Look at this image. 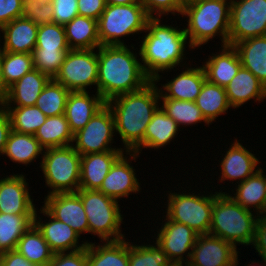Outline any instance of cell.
Instances as JSON below:
<instances>
[{"label": "cell", "instance_id": "cell-26", "mask_svg": "<svg viewBox=\"0 0 266 266\" xmlns=\"http://www.w3.org/2000/svg\"><path fill=\"white\" fill-rule=\"evenodd\" d=\"M228 101L232 108H239L254 99L260 102L266 99V88L248 69L240 67L231 82L225 87Z\"/></svg>", "mask_w": 266, "mask_h": 266}, {"label": "cell", "instance_id": "cell-24", "mask_svg": "<svg viewBox=\"0 0 266 266\" xmlns=\"http://www.w3.org/2000/svg\"><path fill=\"white\" fill-rule=\"evenodd\" d=\"M221 47V51L208 56V60L202 66L209 82L225 88L242 65L237 50L233 46Z\"/></svg>", "mask_w": 266, "mask_h": 266}, {"label": "cell", "instance_id": "cell-40", "mask_svg": "<svg viewBox=\"0 0 266 266\" xmlns=\"http://www.w3.org/2000/svg\"><path fill=\"white\" fill-rule=\"evenodd\" d=\"M1 68L5 86L9 88L34 69L33 54L1 51Z\"/></svg>", "mask_w": 266, "mask_h": 266}, {"label": "cell", "instance_id": "cell-23", "mask_svg": "<svg viewBox=\"0 0 266 266\" xmlns=\"http://www.w3.org/2000/svg\"><path fill=\"white\" fill-rule=\"evenodd\" d=\"M50 79L47 74L34 68L8 88L6 97L0 104L2 106L35 105L40 93Z\"/></svg>", "mask_w": 266, "mask_h": 266}, {"label": "cell", "instance_id": "cell-45", "mask_svg": "<svg viewBox=\"0 0 266 266\" xmlns=\"http://www.w3.org/2000/svg\"><path fill=\"white\" fill-rule=\"evenodd\" d=\"M139 2L151 18H161L170 13L173 16L178 13L179 16L185 5L184 0H139Z\"/></svg>", "mask_w": 266, "mask_h": 266}, {"label": "cell", "instance_id": "cell-54", "mask_svg": "<svg viewBox=\"0 0 266 266\" xmlns=\"http://www.w3.org/2000/svg\"><path fill=\"white\" fill-rule=\"evenodd\" d=\"M106 5H130L140 3L139 0H105Z\"/></svg>", "mask_w": 266, "mask_h": 266}, {"label": "cell", "instance_id": "cell-11", "mask_svg": "<svg viewBox=\"0 0 266 266\" xmlns=\"http://www.w3.org/2000/svg\"><path fill=\"white\" fill-rule=\"evenodd\" d=\"M266 35V0H231L228 45Z\"/></svg>", "mask_w": 266, "mask_h": 266}, {"label": "cell", "instance_id": "cell-15", "mask_svg": "<svg viewBox=\"0 0 266 266\" xmlns=\"http://www.w3.org/2000/svg\"><path fill=\"white\" fill-rule=\"evenodd\" d=\"M125 154L113 164L99 189L103 194L118 202L120 198L128 197L131 193H139L141 190L136 171L131 165V161H135L140 154L135 152Z\"/></svg>", "mask_w": 266, "mask_h": 266}, {"label": "cell", "instance_id": "cell-3", "mask_svg": "<svg viewBox=\"0 0 266 266\" xmlns=\"http://www.w3.org/2000/svg\"><path fill=\"white\" fill-rule=\"evenodd\" d=\"M161 18H150L147 22V28L144 31L146 35L141 37L138 55L140 56L142 66L146 74L156 83L160 82L163 73L171 71L177 65L183 64L184 51L190 43L184 32V28H177L161 23Z\"/></svg>", "mask_w": 266, "mask_h": 266}, {"label": "cell", "instance_id": "cell-20", "mask_svg": "<svg viewBox=\"0 0 266 266\" xmlns=\"http://www.w3.org/2000/svg\"><path fill=\"white\" fill-rule=\"evenodd\" d=\"M125 153L111 150L81 155L79 189L99 190L113 164Z\"/></svg>", "mask_w": 266, "mask_h": 266}, {"label": "cell", "instance_id": "cell-39", "mask_svg": "<svg viewBox=\"0 0 266 266\" xmlns=\"http://www.w3.org/2000/svg\"><path fill=\"white\" fill-rule=\"evenodd\" d=\"M69 94L70 91L67 88L51 78L40 93L35 105L47 117L65 114Z\"/></svg>", "mask_w": 266, "mask_h": 266}, {"label": "cell", "instance_id": "cell-55", "mask_svg": "<svg viewBox=\"0 0 266 266\" xmlns=\"http://www.w3.org/2000/svg\"><path fill=\"white\" fill-rule=\"evenodd\" d=\"M255 260H253L252 261V263L250 264V262L248 263V265L247 266H252V264H253V266H254V264L256 263V261L254 262ZM260 264V265H259ZM259 264H258V266H262L263 264L266 266V261H263V264H261L260 262H259ZM263 265V266H264Z\"/></svg>", "mask_w": 266, "mask_h": 266}, {"label": "cell", "instance_id": "cell-50", "mask_svg": "<svg viewBox=\"0 0 266 266\" xmlns=\"http://www.w3.org/2000/svg\"><path fill=\"white\" fill-rule=\"evenodd\" d=\"M253 246L262 261H266V215L259 216L257 220L255 237L251 247Z\"/></svg>", "mask_w": 266, "mask_h": 266}, {"label": "cell", "instance_id": "cell-34", "mask_svg": "<svg viewBox=\"0 0 266 266\" xmlns=\"http://www.w3.org/2000/svg\"><path fill=\"white\" fill-rule=\"evenodd\" d=\"M34 137L44 149L65 147L73 144V133L65 114L50 116L35 132Z\"/></svg>", "mask_w": 266, "mask_h": 266}, {"label": "cell", "instance_id": "cell-4", "mask_svg": "<svg viewBox=\"0 0 266 266\" xmlns=\"http://www.w3.org/2000/svg\"><path fill=\"white\" fill-rule=\"evenodd\" d=\"M231 0H189L185 2L181 17L187 18L184 32L193 49L219 37L228 45ZM219 35V36H218Z\"/></svg>", "mask_w": 266, "mask_h": 266}, {"label": "cell", "instance_id": "cell-33", "mask_svg": "<svg viewBox=\"0 0 266 266\" xmlns=\"http://www.w3.org/2000/svg\"><path fill=\"white\" fill-rule=\"evenodd\" d=\"M43 153L44 148L34 135L22 134L12 130L2 155H6L13 163L27 166V164L36 161L40 154L42 158Z\"/></svg>", "mask_w": 266, "mask_h": 266}, {"label": "cell", "instance_id": "cell-5", "mask_svg": "<svg viewBox=\"0 0 266 266\" xmlns=\"http://www.w3.org/2000/svg\"><path fill=\"white\" fill-rule=\"evenodd\" d=\"M258 218L259 215L243 208L229 193L215 191L209 234L232 243L236 248L238 244L252 245Z\"/></svg>", "mask_w": 266, "mask_h": 266}, {"label": "cell", "instance_id": "cell-47", "mask_svg": "<svg viewBox=\"0 0 266 266\" xmlns=\"http://www.w3.org/2000/svg\"><path fill=\"white\" fill-rule=\"evenodd\" d=\"M47 266H88L87 245L77 251L54 254Z\"/></svg>", "mask_w": 266, "mask_h": 266}, {"label": "cell", "instance_id": "cell-21", "mask_svg": "<svg viewBox=\"0 0 266 266\" xmlns=\"http://www.w3.org/2000/svg\"><path fill=\"white\" fill-rule=\"evenodd\" d=\"M184 65H186L185 70L166 84H161L163 90L159 88V92L168 99L195 102L206 80V74L203 66L193 68L183 64L181 67Z\"/></svg>", "mask_w": 266, "mask_h": 266}, {"label": "cell", "instance_id": "cell-12", "mask_svg": "<svg viewBox=\"0 0 266 266\" xmlns=\"http://www.w3.org/2000/svg\"><path fill=\"white\" fill-rule=\"evenodd\" d=\"M115 133L114 116L107 104L99 109L90 121L73 134L72 146L80 155L90 153H101L111 150H124V148H113ZM75 142V145H74Z\"/></svg>", "mask_w": 266, "mask_h": 266}, {"label": "cell", "instance_id": "cell-44", "mask_svg": "<svg viewBox=\"0 0 266 266\" xmlns=\"http://www.w3.org/2000/svg\"><path fill=\"white\" fill-rule=\"evenodd\" d=\"M22 1V18L31 20L37 26L53 23L52 0Z\"/></svg>", "mask_w": 266, "mask_h": 266}, {"label": "cell", "instance_id": "cell-43", "mask_svg": "<svg viewBox=\"0 0 266 266\" xmlns=\"http://www.w3.org/2000/svg\"><path fill=\"white\" fill-rule=\"evenodd\" d=\"M68 51L69 50L34 49L32 53L34 68L41 73L47 74L50 78H54L59 72Z\"/></svg>", "mask_w": 266, "mask_h": 266}, {"label": "cell", "instance_id": "cell-37", "mask_svg": "<svg viewBox=\"0 0 266 266\" xmlns=\"http://www.w3.org/2000/svg\"><path fill=\"white\" fill-rule=\"evenodd\" d=\"M7 111L11 128L22 134L34 135L47 116L36 106H3Z\"/></svg>", "mask_w": 266, "mask_h": 266}, {"label": "cell", "instance_id": "cell-25", "mask_svg": "<svg viewBox=\"0 0 266 266\" xmlns=\"http://www.w3.org/2000/svg\"><path fill=\"white\" fill-rule=\"evenodd\" d=\"M38 27L31 20L22 17L4 25L0 29L4 38L1 51L33 53L37 42Z\"/></svg>", "mask_w": 266, "mask_h": 266}, {"label": "cell", "instance_id": "cell-1", "mask_svg": "<svg viewBox=\"0 0 266 266\" xmlns=\"http://www.w3.org/2000/svg\"><path fill=\"white\" fill-rule=\"evenodd\" d=\"M156 84L152 80L138 91L116 96L106 102L113 113L115 131L120 135L126 152L139 154L144 148L146 128L161 104Z\"/></svg>", "mask_w": 266, "mask_h": 266}, {"label": "cell", "instance_id": "cell-38", "mask_svg": "<svg viewBox=\"0 0 266 266\" xmlns=\"http://www.w3.org/2000/svg\"><path fill=\"white\" fill-rule=\"evenodd\" d=\"M160 99H162V106L160 105V107L169 117L175 120L179 128L180 126H192L193 124L195 125L197 123H201L202 121L207 126L210 125L205 120L201 110L197 107L195 102L168 99L165 98L161 93Z\"/></svg>", "mask_w": 266, "mask_h": 266}, {"label": "cell", "instance_id": "cell-53", "mask_svg": "<svg viewBox=\"0 0 266 266\" xmlns=\"http://www.w3.org/2000/svg\"><path fill=\"white\" fill-rule=\"evenodd\" d=\"M0 47H1V44H0ZM7 91H8V88L5 86L3 75H2L1 48H0V102L6 97Z\"/></svg>", "mask_w": 266, "mask_h": 266}, {"label": "cell", "instance_id": "cell-13", "mask_svg": "<svg viewBox=\"0 0 266 266\" xmlns=\"http://www.w3.org/2000/svg\"><path fill=\"white\" fill-rule=\"evenodd\" d=\"M164 219L166 221H162V226L157 231L156 242L173 265L186 266L198 234L185 224L171 221L167 217Z\"/></svg>", "mask_w": 266, "mask_h": 266}, {"label": "cell", "instance_id": "cell-29", "mask_svg": "<svg viewBox=\"0 0 266 266\" xmlns=\"http://www.w3.org/2000/svg\"><path fill=\"white\" fill-rule=\"evenodd\" d=\"M88 266H129L128 241H104L87 244Z\"/></svg>", "mask_w": 266, "mask_h": 266}, {"label": "cell", "instance_id": "cell-36", "mask_svg": "<svg viewBox=\"0 0 266 266\" xmlns=\"http://www.w3.org/2000/svg\"><path fill=\"white\" fill-rule=\"evenodd\" d=\"M16 250L30 263L47 266L54 253L33 224L18 241Z\"/></svg>", "mask_w": 266, "mask_h": 266}, {"label": "cell", "instance_id": "cell-8", "mask_svg": "<svg viewBox=\"0 0 266 266\" xmlns=\"http://www.w3.org/2000/svg\"><path fill=\"white\" fill-rule=\"evenodd\" d=\"M150 18L141 3L106 5L98 20L100 45H126L120 38L143 33Z\"/></svg>", "mask_w": 266, "mask_h": 266}, {"label": "cell", "instance_id": "cell-28", "mask_svg": "<svg viewBox=\"0 0 266 266\" xmlns=\"http://www.w3.org/2000/svg\"><path fill=\"white\" fill-rule=\"evenodd\" d=\"M241 65L251 71L266 88V35L249 38L233 45Z\"/></svg>", "mask_w": 266, "mask_h": 266}, {"label": "cell", "instance_id": "cell-9", "mask_svg": "<svg viewBox=\"0 0 266 266\" xmlns=\"http://www.w3.org/2000/svg\"><path fill=\"white\" fill-rule=\"evenodd\" d=\"M168 193L166 215L169 220L185 224L198 235L209 234L214 206L213 192L207 195H198L193 191ZM195 194V195H194ZM201 195V196H200Z\"/></svg>", "mask_w": 266, "mask_h": 266}, {"label": "cell", "instance_id": "cell-46", "mask_svg": "<svg viewBox=\"0 0 266 266\" xmlns=\"http://www.w3.org/2000/svg\"><path fill=\"white\" fill-rule=\"evenodd\" d=\"M78 0H52L53 23L65 25L78 16Z\"/></svg>", "mask_w": 266, "mask_h": 266}, {"label": "cell", "instance_id": "cell-49", "mask_svg": "<svg viewBox=\"0 0 266 266\" xmlns=\"http://www.w3.org/2000/svg\"><path fill=\"white\" fill-rule=\"evenodd\" d=\"M78 15L99 20L106 8L105 0H78Z\"/></svg>", "mask_w": 266, "mask_h": 266}, {"label": "cell", "instance_id": "cell-48", "mask_svg": "<svg viewBox=\"0 0 266 266\" xmlns=\"http://www.w3.org/2000/svg\"><path fill=\"white\" fill-rule=\"evenodd\" d=\"M22 0H0V29L20 18L22 14Z\"/></svg>", "mask_w": 266, "mask_h": 266}, {"label": "cell", "instance_id": "cell-14", "mask_svg": "<svg viewBox=\"0 0 266 266\" xmlns=\"http://www.w3.org/2000/svg\"><path fill=\"white\" fill-rule=\"evenodd\" d=\"M237 248L211 234L198 235L186 266H238Z\"/></svg>", "mask_w": 266, "mask_h": 266}, {"label": "cell", "instance_id": "cell-32", "mask_svg": "<svg viewBox=\"0 0 266 266\" xmlns=\"http://www.w3.org/2000/svg\"><path fill=\"white\" fill-rule=\"evenodd\" d=\"M195 103L209 124H212L222 114H226V111L228 113V109L232 107L225 88L213 84L207 79L204 81Z\"/></svg>", "mask_w": 266, "mask_h": 266}, {"label": "cell", "instance_id": "cell-6", "mask_svg": "<svg viewBox=\"0 0 266 266\" xmlns=\"http://www.w3.org/2000/svg\"><path fill=\"white\" fill-rule=\"evenodd\" d=\"M76 193L81 198L91 235H97L100 242L125 239L118 201L99 190L78 189Z\"/></svg>", "mask_w": 266, "mask_h": 266}, {"label": "cell", "instance_id": "cell-42", "mask_svg": "<svg viewBox=\"0 0 266 266\" xmlns=\"http://www.w3.org/2000/svg\"><path fill=\"white\" fill-rule=\"evenodd\" d=\"M34 49L70 50L63 25L43 24L38 27L37 42Z\"/></svg>", "mask_w": 266, "mask_h": 266}, {"label": "cell", "instance_id": "cell-19", "mask_svg": "<svg viewBox=\"0 0 266 266\" xmlns=\"http://www.w3.org/2000/svg\"><path fill=\"white\" fill-rule=\"evenodd\" d=\"M237 138L230 145L229 150L221 160V177L218 179L221 183L225 180L236 181L237 184L244 182L249 176L253 175L261 167L260 161L255 154L251 153L240 143Z\"/></svg>", "mask_w": 266, "mask_h": 266}, {"label": "cell", "instance_id": "cell-22", "mask_svg": "<svg viewBox=\"0 0 266 266\" xmlns=\"http://www.w3.org/2000/svg\"><path fill=\"white\" fill-rule=\"evenodd\" d=\"M89 93V90L76 91L70 92L68 96L65 116L73 134L84 128L94 114L106 104L97 92L91 96Z\"/></svg>", "mask_w": 266, "mask_h": 266}, {"label": "cell", "instance_id": "cell-35", "mask_svg": "<svg viewBox=\"0 0 266 266\" xmlns=\"http://www.w3.org/2000/svg\"><path fill=\"white\" fill-rule=\"evenodd\" d=\"M34 224V215L0 213V254L16 250L18 241Z\"/></svg>", "mask_w": 266, "mask_h": 266}, {"label": "cell", "instance_id": "cell-17", "mask_svg": "<svg viewBox=\"0 0 266 266\" xmlns=\"http://www.w3.org/2000/svg\"><path fill=\"white\" fill-rule=\"evenodd\" d=\"M43 207L56 219L69 225L80 237L89 233L87 216L77 193H56L46 196Z\"/></svg>", "mask_w": 266, "mask_h": 266}, {"label": "cell", "instance_id": "cell-2", "mask_svg": "<svg viewBox=\"0 0 266 266\" xmlns=\"http://www.w3.org/2000/svg\"><path fill=\"white\" fill-rule=\"evenodd\" d=\"M98 47V80L96 92L105 102L142 89L152 79L146 74L133 45ZM133 49V50H131ZM138 58V59H137Z\"/></svg>", "mask_w": 266, "mask_h": 266}, {"label": "cell", "instance_id": "cell-27", "mask_svg": "<svg viewBox=\"0 0 266 266\" xmlns=\"http://www.w3.org/2000/svg\"><path fill=\"white\" fill-rule=\"evenodd\" d=\"M235 193L229 195L243 208L256 212V215H266V175L260 168L244 182L236 185ZM255 208V209H254Z\"/></svg>", "mask_w": 266, "mask_h": 266}, {"label": "cell", "instance_id": "cell-7", "mask_svg": "<svg viewBox=\"0 0 266 266\" xmlns=\"http://www.w3.org/2000/svg\"><path fill=\"white\" fill-rule=\"evenodd\" d=\"M81 155L72 145L44 149L40 168L49 195L76 193L80 186Z\"/></svg>", "mask_w": 266, "mask_h": 266}, {"label": "cell", "instance_id": "cell-51", "mask_svg": "<svg viewBox=\"0 0 266 266\" xmlns=\"http://www.w3.org/2000/svg\"><path fill=\"white\" fill-rule=\"evenodd\" d=\"M0 266H43L30 263L17 250H11L0 254Z\"/></svg>", "mask_w": 266, "mask_h": 266}, {"label": "cell", "instance_id": "cell-52", "mask_svg": "<svg viewBox=\"0 0 266 266\" xmlns=\"http://www.w3.org/2000/svg\"><path fill=\"white\" fill-rule=\"evenodd\" d=\"M11 122L7 111L0 104V154H3L10 132Z\"/></svg>", "mask_w": 266, "mask_h": 266}, {"label": "cell", "instance_id": "cell-18", "mask_svg": "<svg viewBox=\"0 0 266 266\" xmlns=\"http://www.w3.org/2000/svg\"><path fill=\"white\" fill-rule=\"evenodd\" d=\"M24 174L7 175L0 179V213L35 215L36 208Z\"/></svg>", "mask_w": 266, "mask_h": 266}, {"label": "cell", "instance_id": "cell-16", "mask_svg": "<svg viewBox=\"0 0 266 266\" xmlns=\"http://www.w3.org/2000/svg\"><path fill=\"white\" fill-rule=\"evenodd\" d=\"M35 212L34 225L42 233L43 238L54 254L72 252L86 248L87 240L79 244L80 236L67 224L53 217L43 206L40 213L48 217L49 221L43 223L40 215ZM39 215V216H38Z\"/></svg>", "mask_w": 266, "mask_h": 266}, {"label": "cell", "instance_id": "cell-10", "mask_svg": "<svg viewBox=\"0 0 266 266\" xmlns=\"http://www.w3.org/2000/svg\"><path fill=\"white\" fill-rule=\"evenodd\" d=\"M53 79L70 92L87 91L92 85L97 88L98 48L70 49Z\"/></svg>", "mask_w": 266, "mask_h": 266}, {"label": "cell", "instance_id": "cell-41", "mask_svg": "<svg viewBox=\"0 0 266 266\" xmlns=\"http://www.w3.org/2000/svg\"><path fill=\"white\" fill-rule=\"evenodd\" d=\"M128 241L129 266H173L167 254L155 241L154 244L134 245ZM154 245V246H153Z\"/></svg>", "mask_w": 266, "mask_h": 266}, {"label": "cell", "instance_id": "cell-30", "mask_svg": "<svg viewBox=\"0 0 266 266\" xmlns=\"http://www.w3.org/2000/svg\"><path fill=\"white\" fill-rule=\"evenodd\" d=\"M70 49H97L100 47L98 21L85 16H76L64 25Z\"/></svg>", "mask_w": 266, "mask_h": 266}, {"label": "cell", "instance_id": "cell-31", "mask_svg": "<svg viewBox=\"0 0 266 266\" xmlns=\"http://www.w3.org/2000/svg\"><path fill=\"white\" fill-rule=\"evenodd\" d=\"M178 129L181 131L175 120L169 117L159 106L146 128L144 149H161V147L170 144L176 135L178 136Z\"/></svg>", "mask_w": 266, "mask_h": 266}]
</instances>
